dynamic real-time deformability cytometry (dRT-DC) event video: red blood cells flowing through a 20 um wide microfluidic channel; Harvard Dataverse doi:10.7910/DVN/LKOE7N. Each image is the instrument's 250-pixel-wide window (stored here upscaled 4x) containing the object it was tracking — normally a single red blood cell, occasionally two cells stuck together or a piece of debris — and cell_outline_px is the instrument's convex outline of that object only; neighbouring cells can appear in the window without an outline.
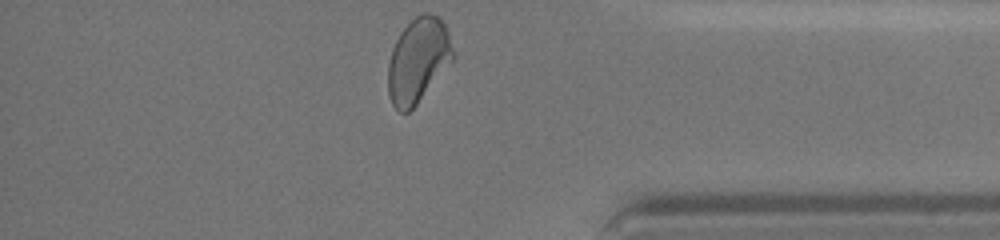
{"species": "human", "species_latin": "Homo sapiens", "temperature_condition": "cold", "stored_images_in_passage": 22, "camera_frame_rate_fps": 3000, "um_per_image_px": 0.085, "donor": {"sex": "female"}, "frame": {"image": 1, "passage_image": 22, "time_ms": 9.333, "image_size_px": [1000, 240], "cell_outline_px": [[456, 56], [416, 104], [408, 112], [400, 112], [392, 104], [388, 92], [388, 64], [392, 48], [400, 32], [416, 16], [424, 12], [428, 12], [436, 16], [444, 24], [448, 32]], "centroid_in_image_um": [35.53, 5.11], "position_along_channel_um": 399.7, "area_um2": 31.73}, "authors_computed_cell_mechanics": {"area_um2": 31.9634, "velocity_mm_per_s": 3.5922, "shape_relaxation_time_tau1_ms": 5.4657, "shape_relaxation_time_tau2_ms": 0.7618, "deformation_change_tau1": 0.1134, "deformation_change_tau2": 0.0341}}